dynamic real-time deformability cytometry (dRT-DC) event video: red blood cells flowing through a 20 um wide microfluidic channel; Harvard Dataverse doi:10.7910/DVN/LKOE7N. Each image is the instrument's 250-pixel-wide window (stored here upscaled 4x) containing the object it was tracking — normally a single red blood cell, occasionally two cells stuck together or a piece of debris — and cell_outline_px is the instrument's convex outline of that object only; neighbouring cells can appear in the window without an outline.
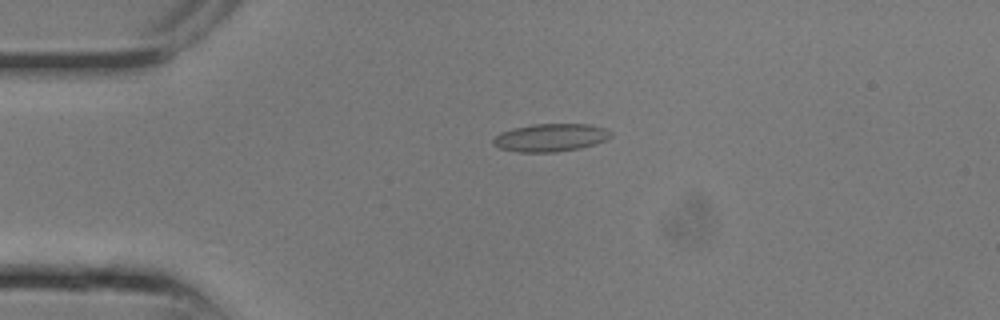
{"species": "common noctule bat (a hibernating species)", "species_latin": "Nyctalus noctula", "temperature_condition": "room temperature", "stored_images_in_passage": 5, "camera_frame_rate_fps": 3000, "um_per_image_px": 0.085, "animal": {"sex": "male", "body_mass_g": 13.3}, "frame": {"image": 1, "passage_image": 2, "time_ms": 0.333, "image_size_px": [1000, 320], "cell_outline_px": [[612, 136], [596, 144], [580, 148], [556, 152], [520, 152], [500, 148], [492, 144], [492, 140], [500, 132], [512, 128], [532, 124], [592, 124], [604, 128], [612, 132]], "centroid_in_image_um": [46.8, 11.69], "position_along_channel_um": 38.2, "area_um2": 19.19}}
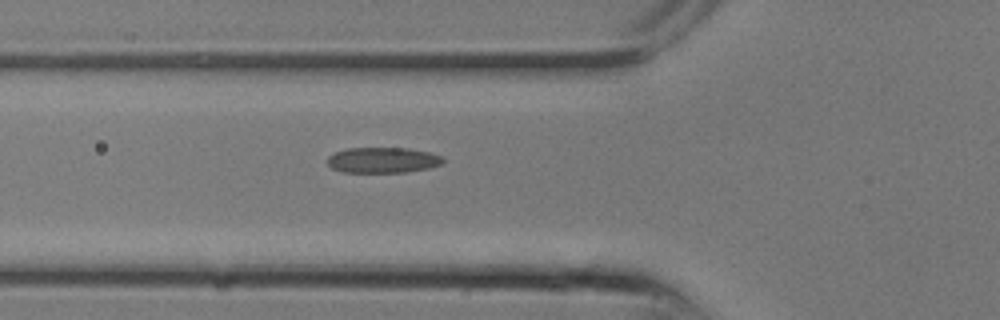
{"frame": {"image": 2, "passage_image": 5, "time_ms": 1.333, "image_size_px": [1000, 320], "cell_outline_px": [[444, 164], [428, 168], [408, 172], [344, 172], [332, 168], [328, 164], [328, 156], [336, 152], [348, 148], [408, 148], [428, 152], [444, 156]], "centroid_in_image_um": [32.59, 13.61], "position_along_channel_um": 93.2, "area_um2": 17.28}}